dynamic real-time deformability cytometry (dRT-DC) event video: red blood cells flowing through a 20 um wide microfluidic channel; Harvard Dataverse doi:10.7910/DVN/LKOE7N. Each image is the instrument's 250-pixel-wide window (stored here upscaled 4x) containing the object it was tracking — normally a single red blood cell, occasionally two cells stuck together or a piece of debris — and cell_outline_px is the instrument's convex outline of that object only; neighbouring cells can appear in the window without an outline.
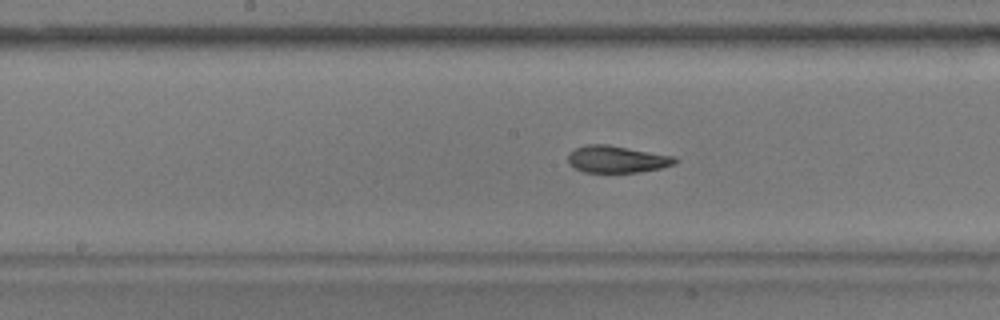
{"species": "common noctule bat (a hibernating species)", "species_latin": "Nyctalus noctula", "temperature_condition": "warm", "stored_images_in_passage": 41, "camera_frame_rate_fps": 3000, "um_per_image_px": 0.085, "animal": {"sex": "male", "body_mass_g": 17.9}, "frame": {"image": 1, "passage_image": 12, "time_ms": 3.667, "image_size_px": [1000, 320], "cell_outline_px": [[680, 160], [676, 164], [660, 168], [640, 172], [584, 172], [568, 164], [568, 156], [576, 148], [588, 144], [608, 144], [676, 156]], "centroid_in_image_um": [52.5, 13.53], "position_along_channel_um": 195.7, "area_um2": 16.94}}
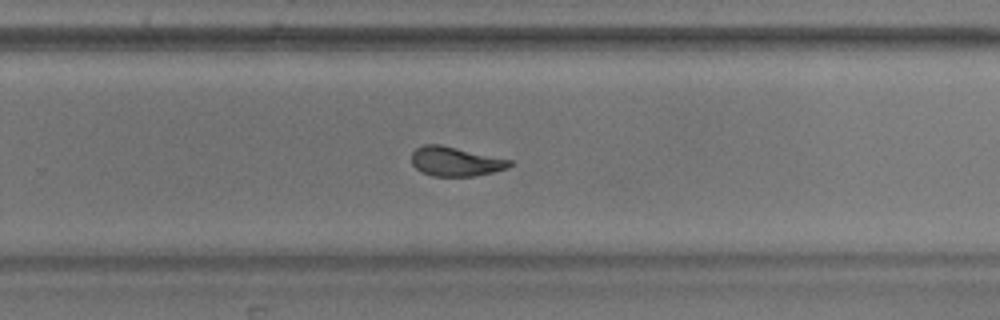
{"frame": {"image": 2, "passage_image": 20, "time_ms": 6.333, "image_size_px": [1000, 320], "cell_outline_px": [[512, 164], [508, 168], [492, 172], [472, 176], [432, 176], [420, 172], [412, 164], [412, 152], [416, 148], [424, 144], [440, 144], [512, 160]], "centroid_in_image_um": [38.69, 13.72], "position_along_channel_um": 291.1, "area_um2": 16.76}}
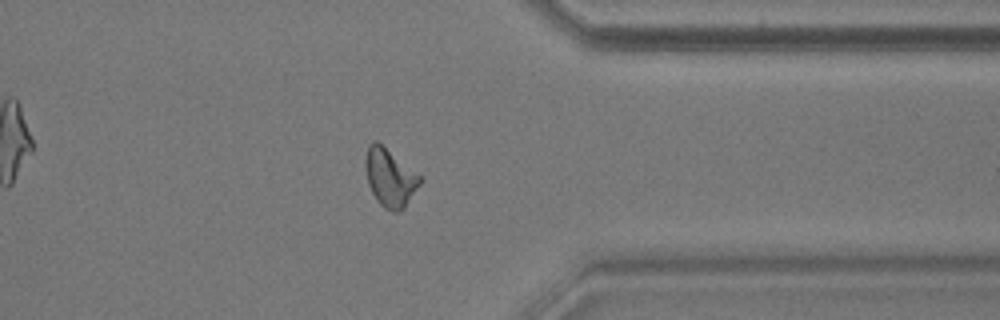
{"frame": {"image": 3, "passage_image": 28, "time_ms": 9.0, "image_size_px": [1000, 320], "cell_outline_px": [[420, 184], [404, 208], [396, 212], [392, 212], [384, 208], [376, 200], [368, 184], [364, 168], [364, 160], [368, 144], [372, 140], [376, 140], [420, 176]], "centroid_in_image_um": [33.09, 15.1], "position_along_channel_um": 378.3, "area_um2": 18.26}, "authors_computed_cell_mechanics": {"area_um2": 17.8602, "velocity_mm_per_s": 3.5816, "shape_relaxation_time_tau1_ms": 8.3307, "shape_relaxation_time_tau2_ms": 1.9496, "deformation_change_tau1": 0.2117, "deformation_change_tau2": 0.0915}}